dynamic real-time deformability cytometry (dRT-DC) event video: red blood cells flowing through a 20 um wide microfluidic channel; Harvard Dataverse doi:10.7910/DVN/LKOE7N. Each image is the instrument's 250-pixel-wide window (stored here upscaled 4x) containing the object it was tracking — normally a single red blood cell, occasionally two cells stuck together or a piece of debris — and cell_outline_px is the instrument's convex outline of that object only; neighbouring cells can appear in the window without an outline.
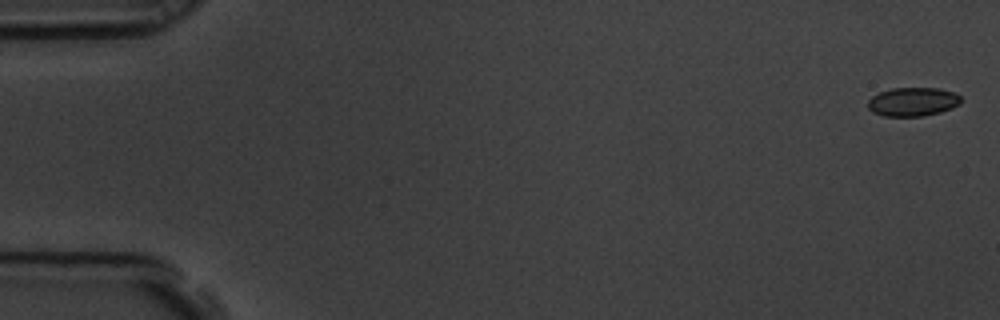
{"species": "common noctule bat (a hibernating species)", "species_latin": "Nyctalus noctula", "temperature_condition": "room temperature", "stored_images_in_passage": 5, "segment_of_instrument_passage": [2, 2], "camera_frame_rate_fps": 3000, "um_per_image_px": 0.085, "animal": {"sex": "male", "body_mass_g": 19.5, "forearm_length_mm": 54.6}, "frame": {"image": 1, "passage_image": 5, "time_ms": 1.333, "image_size_px": [1000, 320], "cell_outline_px": [[960, 104], [952, 108], [940, 112], [924, 116], [884, 116], [872, 112], [868, 108], [868, 100], [872, 96], [880, 92], [892, 88], [936, 88], [952, 92], [960, 96]], "centroid_in_image_um": [77.56, 8.66], "position_along_channel_um": 7.4, "area_um2": 15.55}}